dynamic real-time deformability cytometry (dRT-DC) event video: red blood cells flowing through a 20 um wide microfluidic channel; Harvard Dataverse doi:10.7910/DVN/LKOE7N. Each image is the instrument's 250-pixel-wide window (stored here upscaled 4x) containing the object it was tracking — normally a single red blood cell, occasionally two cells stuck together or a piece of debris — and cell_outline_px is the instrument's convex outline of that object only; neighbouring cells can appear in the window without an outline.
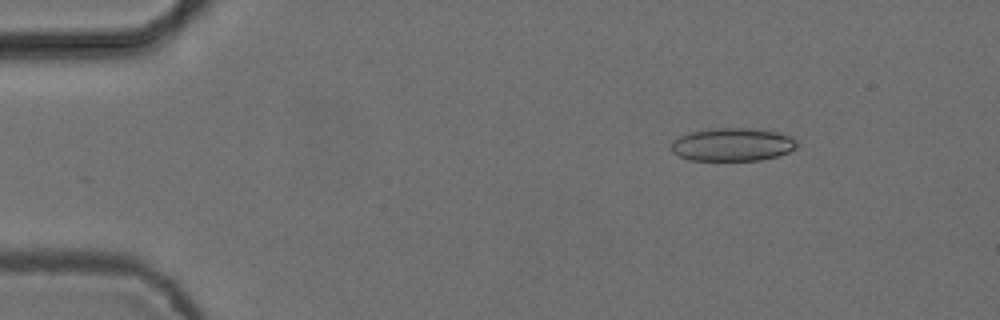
{"species": "common noctule bat (a hibernating species)", "species_latin": "Nyctalus noctula", "temperature_condition": "cold", "stored_images_in_passage": 5, "camera_frame_rate_fps": 3000, "um_per_image_px": 0.085, "animal": {"sex": "female", "body_mass_g": 24.6, "forearm_length_mm": 56.2}, "frame": {"image": 1, "passage_image": 3, "time_ms": 0.667, "image_size_px": [1000, 320], "cell_outline_px": [[796, 148], [788, 152], [776, 156], [760, 160], [688, 160], [672, 152], [672, 140], [688, 132], [712, 128], [748, 128], [776, 132], [792, 136], [796, 140]], "centroid_in_image_um": [62.24, 12.28], "position_along_channel_um": 22.8, "area_um2": 24.22}}